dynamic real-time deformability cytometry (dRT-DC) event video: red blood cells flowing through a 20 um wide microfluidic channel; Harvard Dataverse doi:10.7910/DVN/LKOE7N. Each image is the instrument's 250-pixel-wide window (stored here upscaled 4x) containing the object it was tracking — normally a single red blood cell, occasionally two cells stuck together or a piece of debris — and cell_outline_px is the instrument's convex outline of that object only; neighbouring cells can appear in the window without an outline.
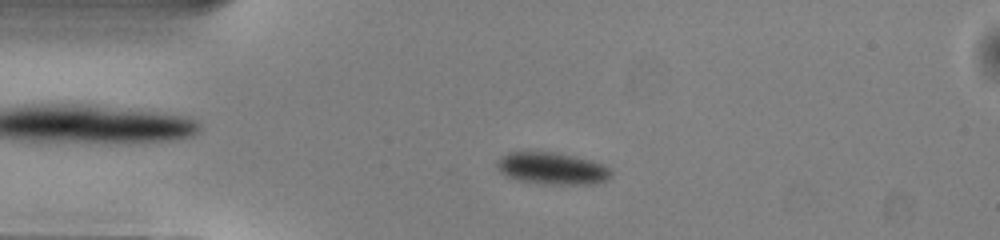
{"species": "common noctule bat (a hibernating species)", "species_latin": "Nyctalus noctula", "temperature_condition": "warm", "stored_images_in_passage": 50, "camera_frame_rate_fps": 3000, "um_per_image_px": 0.085, "animal": {"sex": "male", "body_mass_g": 13.0, "forearm_length_mm": 53.1}, "frame": {"image": 1, "passage_image": 11, "time_ms": 3.333, "image_size_px": [1000, 240], "cell_outline_px": [[612, 176], [608, 180], [596, 184], [544, 184], [520, 180], [508, 176], [500, 172], [496, 168], [496, 160], [500, 156], [508, 152], [556, 152], [592, 160], [604, 164], [612, 168]], "centroid_in_image_um": [46.97, 14.31], "position_along_channel_um": 38.0, "area_um2": 21.62}}
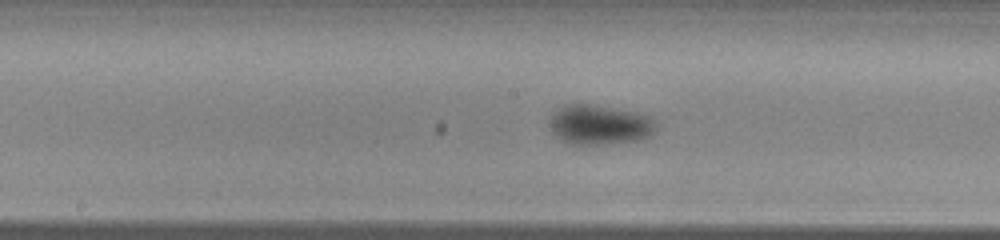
{"frame": {"image": 2, "passage_image": 25, "time_ms": 8.0, "image_size_px": [1000, 240], "cell_outline_px": [[656, 132], [640, 140], [600, 144], [568, 144], [560, 140], [552, 132], [548, 124], [556, 108], [564, 104], [592, 104], [652, 116], [656, 120]], "centroid_in_image_um": [50.94, 10.6], "position_along_channel_um": 197.3, "area_um2": 24.85}}
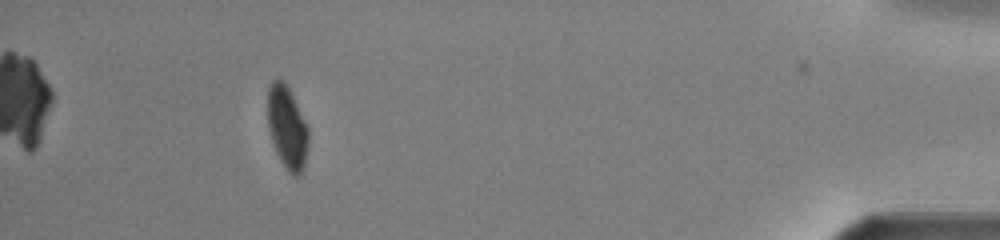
{"frame": {"image": 3, "passage_image": 46, "time_ms": 15.0, "image_size_px": [1000, 240], "cell_outline_px": [[308, 140], [304, 168], [300, 176], [292, 176], [284, 168], [276, 152], [268, 128], [268, 88], [272, 80], [280, 80], [288, 88], [308, 128]], "centroid_in_image_um": [24.4, 10.91], "position_along_channel_um": 410.8, "area_um2": 19.36}, "authors_computed_cell_mechanics": {"area_um2": 21.6461, "velocity_mm_per_s": 4.0032, "shape_relaxation_time_tau1_ms": 2.234, "shape_relaxation_time_tau2_ms": null, "deformation_change_tau1": 0.0856, "deformation_change_tau2": null}}